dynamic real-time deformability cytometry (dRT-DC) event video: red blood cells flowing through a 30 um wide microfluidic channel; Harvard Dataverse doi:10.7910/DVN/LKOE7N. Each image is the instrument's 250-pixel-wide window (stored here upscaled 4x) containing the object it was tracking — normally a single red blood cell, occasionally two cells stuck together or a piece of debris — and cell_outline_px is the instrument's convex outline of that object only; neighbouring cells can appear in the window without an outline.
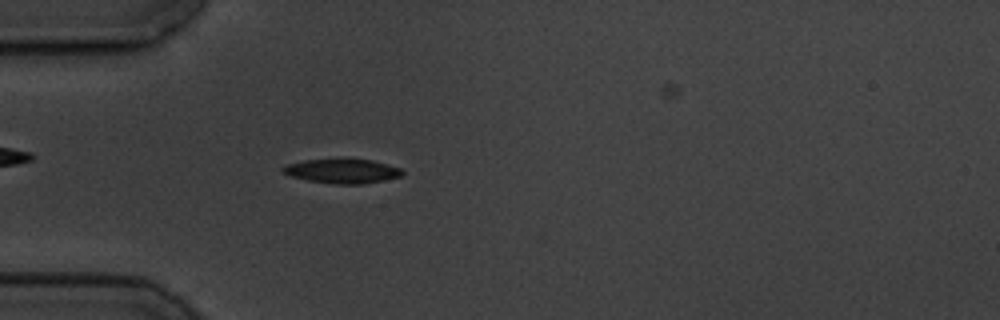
{"species": "common noctule bat (a hibernating species)", "species_latin": "Nyctalus noctula", "temperature_condition": "cold", "stored_images_in_passage": 5, "camera_frame_rate_fps": 3000, "um_per_image_px": 0.085, "animal": {"sex": "male", "body_mass_g": 19.5, "forearm_length_mm": 54.6}, "frame": {"image": 1, "passage_image": 4, "time_ms": 3.667, "image_size_px": [1000, 320], "cell_outline_px": [[404, 172], [400, 176], [384, 180], [360, 184], [336, 184], [308, 180], [292, 176], [284, 172], [280, 168], [284, 164], [304, 160], [340, 156], [344, 156], [372, 160], [388, 164], [400, 168]], "centroid_in_image_um": [29.07, 14.48], "position_along_channel_um": 55.9, "area_um2": 17.63}}